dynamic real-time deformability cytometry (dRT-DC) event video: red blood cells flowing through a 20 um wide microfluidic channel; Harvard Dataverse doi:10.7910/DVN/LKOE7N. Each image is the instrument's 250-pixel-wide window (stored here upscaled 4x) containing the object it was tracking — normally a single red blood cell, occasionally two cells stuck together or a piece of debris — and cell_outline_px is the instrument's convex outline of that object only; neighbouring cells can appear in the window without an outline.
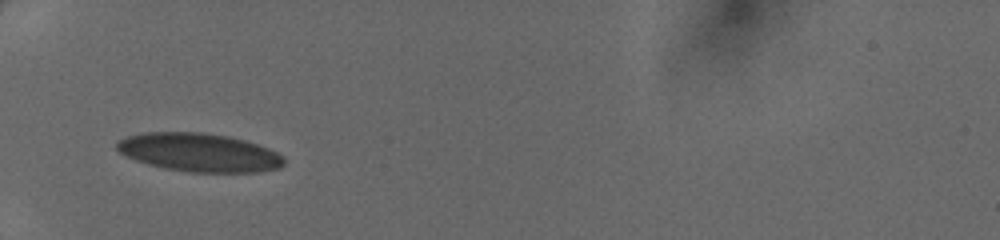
{"species": "human", "species_latin": "Homo sapiens", "temperature_condition": "cold", "stored_images_in_passage": 31, "camera_frame_rate_fps": 3000, "um_per_image_px": 0.085, "donor": {"sex": "female"}, "frame": {"image": 1, "passage_image": 1, "time_ms": 0.0, "image_size_px": [1000, 240], "cell_outline_px": [[284, 164], [280, 168], [260, 172], [192, 172], [164, 168], [148, 164], [124, 156], [116, 148], [116, 140], [128, 136], [144, 132], [200, 132], [228, 136], [244, 140], [268, 148], [276, 152], [284, 160]], "centroid_in_image_um": [16.89, 12.96], "position_along_channel_um": 68.1, "area_um2": 37.4}}
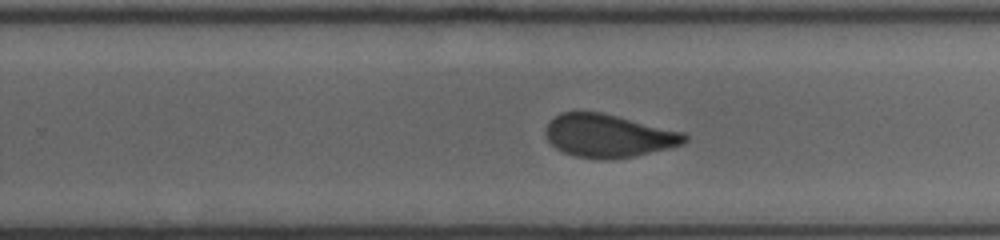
{"frame": {"image": 2, "passage_image": 16, "time_ms": 5.0, "image_size_px": [1000, 240], "cell_outline_px": [[688, 140], [684, 144], [672, 148], [632, 156], [608, 160], [604, 160], [572, 156], [556, 148], [548, 140], [544, 132], [544, 128], [552, 116], [560, 112], [600, 112], [684, 132], [688, 136]], "centroid_in_image_um": [51.7, 11.54], "position_along_channel_um": 278.1, "area_um2": 35.14}}
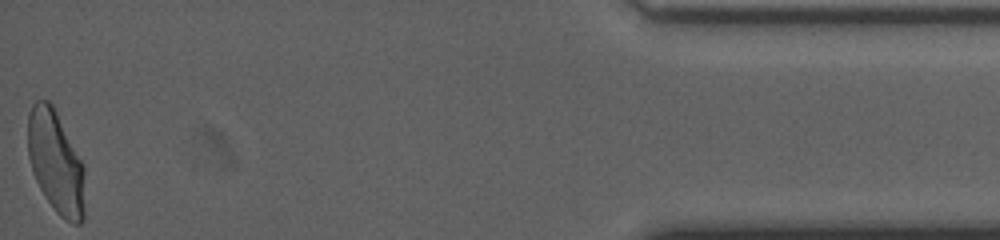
{"frame": {"image": 3, "passage_image": 31, "time_ms": 10.0, "image_size_px": [1000, 240], "cell_outline_px": [[84, 220], [80, 224], [72, 224], [60, 216], [56, 212], [44, 196], [32, 172], [28, 156], [28, 112], [32, 104], [36, 100], [48, 100], [52, 104], [84, 164]], "centroid_in_image_um": [4.74, 13.8], "position_along_channel_um": 430.5, "area_um2": 34.33}}